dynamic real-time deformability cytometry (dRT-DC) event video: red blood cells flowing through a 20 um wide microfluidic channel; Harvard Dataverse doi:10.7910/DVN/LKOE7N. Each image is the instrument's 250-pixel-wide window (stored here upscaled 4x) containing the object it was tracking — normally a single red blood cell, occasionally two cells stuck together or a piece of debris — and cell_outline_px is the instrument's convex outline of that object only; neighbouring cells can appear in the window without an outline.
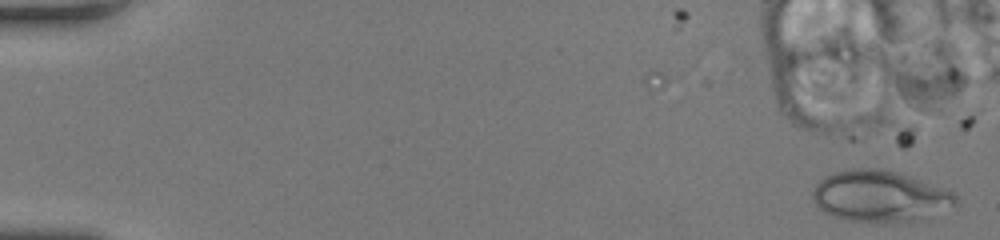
{"species": "human", "species_latin": "Homo sapiens", "temperature_condition": "room temperature", "stored_images_in_passage": 9, "camera_frame_rate_fps": 3000, "um_per_image_px": 0.085, "donor": {"sex": "female"}, "frame": {"image": 1, "passage_image": 2, "time_ms": 0.333, "image_size_px": [1000, 240], "cell_outline_px": [[956, 204], [920, 220], [888, 224], [872, 224], [848, 220], [832, 216], [824, 212], [812, 200], [812, 192], [816, 184], [820, 180], [836, 172], [852, 168], [876, 168], [896, 172], [956, 192]], "centroid_in_image_um": [74.77, 16.71], "position_along_channel_um": 10.2, "area_um2": 43.0}}